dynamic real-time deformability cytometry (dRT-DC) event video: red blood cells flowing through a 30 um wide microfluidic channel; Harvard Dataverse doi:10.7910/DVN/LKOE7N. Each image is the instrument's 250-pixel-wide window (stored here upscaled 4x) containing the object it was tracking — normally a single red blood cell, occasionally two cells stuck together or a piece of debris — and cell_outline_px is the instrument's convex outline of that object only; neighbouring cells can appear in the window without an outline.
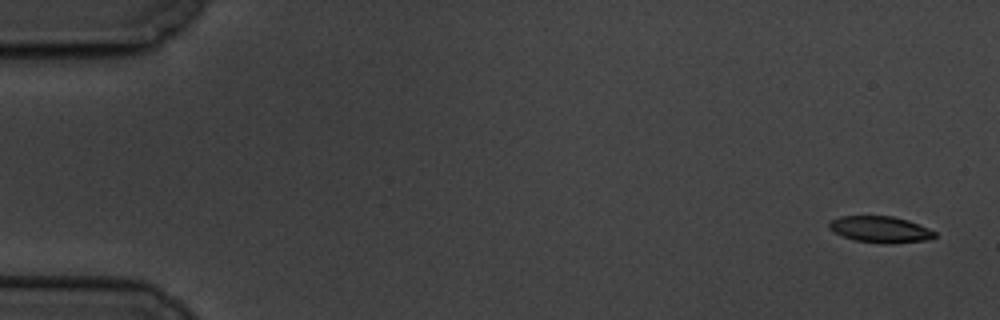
{"species": "common noctule bat (a hibernating species)", "species_latin": "Nyctalus noctula", "temperature_condition": "cold", "stored_images_in_passage": 6, "segment_of_instrument_passage": [1, 2], "camera_frame_rate_fps": 3000, "um_per_image_px": 0.085, "animal": {"sex": "male", "body_mass_g": 19.5, "forearm_length_mm": 54.6}, "frame": {"image": 1, "passage_image": 1, "time_ms": 0.0, "image_size_px": [1000, 320], "cell_outline_px": [[936, 236], [924, 240], [892, 244], [884, 244], [856, 240], [832, 232], [828, 228], [828, 224], [832, 220], [840, 216], [892, 216], [908, 220], [928, 228], [936, 232]], "centroid_in_image_um": [74.81, 19.5], "position_along_channel_um": 10.2, "area_um2": 16.18}}
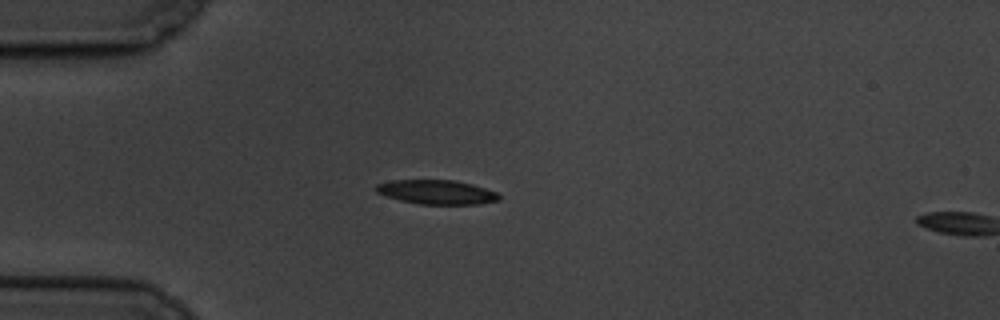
{"frame": {"image": 2, "passage_image": 5, "time_ms": 4.667, "image_size_px": [1000, 320], "cell_outline_px": [[500, 200], [480, 204], [420, 204], [400, 200], [376, 192], [376, 184], [392, 180], [456, 180], [472, 184], [496, 192], [500, 196]], "centroid_in_image_um": [37.14, 16.32], "position_along_channel_um": 47.9, "area_um2": 17.28}}